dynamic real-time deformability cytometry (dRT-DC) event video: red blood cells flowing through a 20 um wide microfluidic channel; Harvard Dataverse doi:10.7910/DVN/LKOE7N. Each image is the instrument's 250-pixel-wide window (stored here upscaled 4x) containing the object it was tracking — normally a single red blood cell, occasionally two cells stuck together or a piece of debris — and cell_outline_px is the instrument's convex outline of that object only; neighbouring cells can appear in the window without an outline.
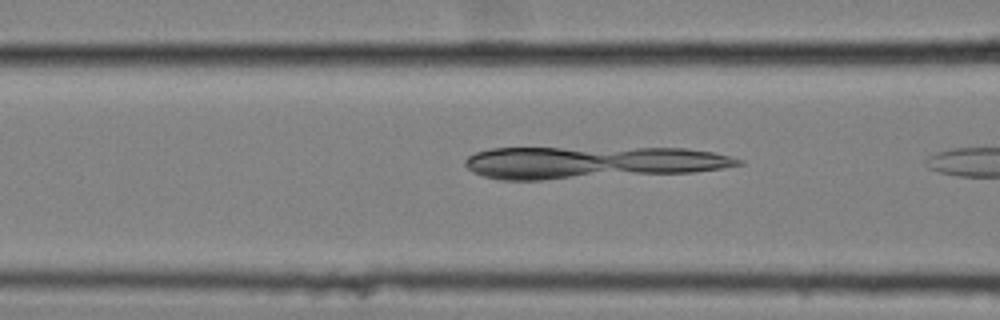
{"species": "common noctule bat (a hibernating species)", "species_latin": "Nyctalus noctula", "temperature_condition": "cold", "stored_images_in_passage": 21, "camera_frame_rate_fps": 3000, "um_per_image_px": 0.085, "animal": {"sex": "female", "body_mass_g": 25.1}, "frame": {"image": 1, "passage_image": 20, "time_ms": 6.333, "image_size_px": [1000, 320], "cell_outline_px": [[744, 164], [724, 168], [692, 172], [540, 180], [500, 180], [484, 176], [472, 172], [464, 164], [464, 160], [468, 156], [476, 152], [492, 148], [684, 148], [712, 152], [744, 160]], "centroid_in_image_um": [50.28, 13.81], "position_along_channel_um": 116.3, "area_um2": 51.44}}